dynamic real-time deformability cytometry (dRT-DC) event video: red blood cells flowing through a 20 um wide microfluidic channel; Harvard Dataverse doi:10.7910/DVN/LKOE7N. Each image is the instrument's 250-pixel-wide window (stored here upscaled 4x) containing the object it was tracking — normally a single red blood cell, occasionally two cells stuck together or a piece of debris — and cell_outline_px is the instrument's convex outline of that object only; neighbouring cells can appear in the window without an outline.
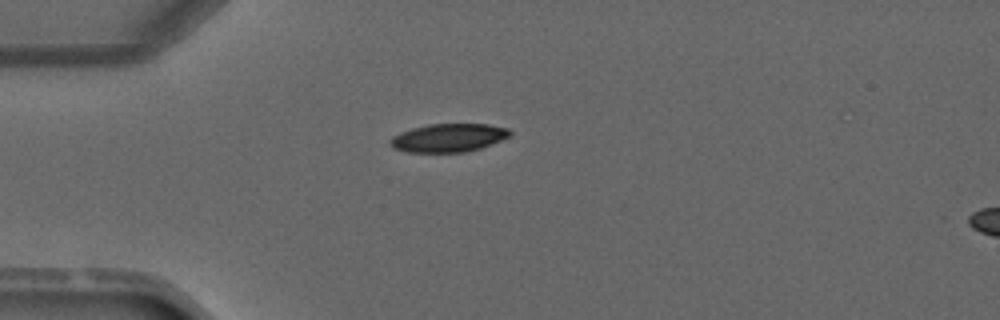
{"species": "common noctule bat (a hibernating species)", "species_latin": "Nyctalus noctula", "temperature_condition": "warm", "stored_images_in_passage": 5, "camera_frame_rate_fps": 3000, "um_per_image_px": 0.085, "animal": {"sex": "male", "forearm_length_mm": 52.5}, "frame": {"image": 1, "passage_image": 5, "time_ms": 4.667, "image_size_px": [1000, 320], "cell_outline_px": [[512, 136], [480, 148], [464, 152], [408, 152], [392, 148], [388, 144], [388, 140], [392, 136], [400, 132], [412, 128], [428, 124], [488, 124], [508, 128], [512, 132]], "centroid_in_image_um": [38.1, 11.71], "position_along_channel_um": 46.9, "area_um2": 19.94}}